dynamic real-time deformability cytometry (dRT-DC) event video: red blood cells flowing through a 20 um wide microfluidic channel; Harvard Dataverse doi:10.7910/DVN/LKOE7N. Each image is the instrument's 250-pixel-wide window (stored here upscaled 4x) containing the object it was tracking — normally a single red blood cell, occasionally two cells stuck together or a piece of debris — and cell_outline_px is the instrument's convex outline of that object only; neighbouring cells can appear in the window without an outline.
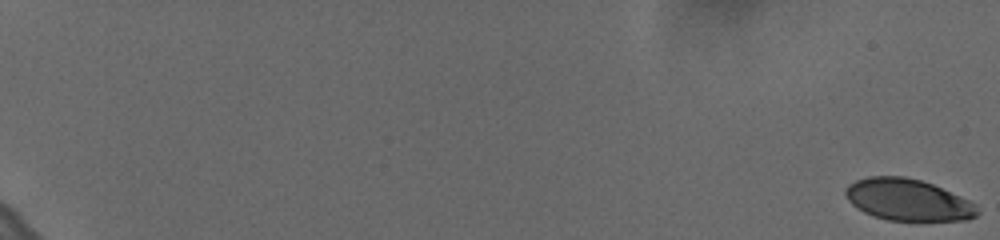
{"species": "human", "species_latin": "Homo sapiens", "temperature_condition": "cold", "stored_images_in_passage": 43, "camera_frame_rate_fps": 3000, "um_per_image_px": 0.085, "donor": {"sex": "female"}, "frame": {"image": 1, "passage_image": 1, "time_ms": 0.0, "image_size_px": [1000, 240], "cell_outline_px": [[980, 212], [976, 216], [968, 220], [888, 220], [872, 216], [864, 212], [852, 204], [848, 200], [844, 192], [844, 188], [848, 184], [856, 180], [868, 176], [904, 176], [920, 180], [932, 184], [960, 196], [976, 204]], "centroid_in_image_um": [77.15, 16.98], "position_along_channel_um": 7.8, "area_um2": 32.02}}
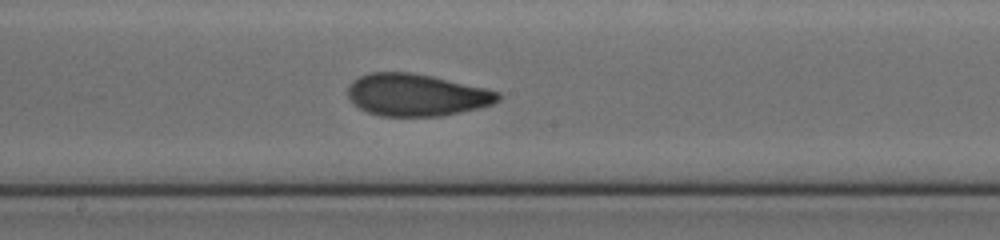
{"frame": {"image": 2, "passage_image": 23, "time_ms": 7.333, "image_size_px": [1000, 240], "cell_outline_px": [[500, 100], [492, 104], [460, 112], [440, 116], [380, 116], [368, 112], [352, 104], [348, 100], [348, 88], [352, 80], [360, 76], [372, 72], [412, 72], [432, 76], [484, 88], [500, 92]], "centroid_in_image_um": [35.35, 8.07], "position_along_channel_um": 212.8, "area_um2": 36.88}}
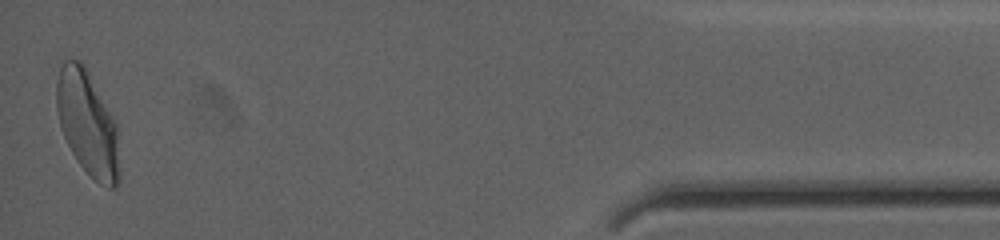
{"frame": {"image": 3, "passage_image": 43, "time_ms": 14.0, "image_size_px": [1000, 240], "cell_outline_px": [[120, 180], [116, 188], [108, 188], [100, 184], [80, 164], [72, 152], [64, 136], [60, 124], [56, 108], [56, 80], [60, 68], [64, 60], [80, 60], [84, 64], [116, 120], [120, 168]], "centroid_in_image_um": [7.47, 10.48], "position_along_channel_um": 427.7, "area_um2": 38.49}, "authors_computed_cell_mechanics": {"area_um2": 36.0672, "velocity_mm_per_s": 3.6486, "shape_relaxation_time_tau1_ms": 3.869, "shape_relaxation_time_tau2_ms": 1.4166, "deformation_change_tau1": 0.1528, "deformation_change_tau2": 0.0688}}